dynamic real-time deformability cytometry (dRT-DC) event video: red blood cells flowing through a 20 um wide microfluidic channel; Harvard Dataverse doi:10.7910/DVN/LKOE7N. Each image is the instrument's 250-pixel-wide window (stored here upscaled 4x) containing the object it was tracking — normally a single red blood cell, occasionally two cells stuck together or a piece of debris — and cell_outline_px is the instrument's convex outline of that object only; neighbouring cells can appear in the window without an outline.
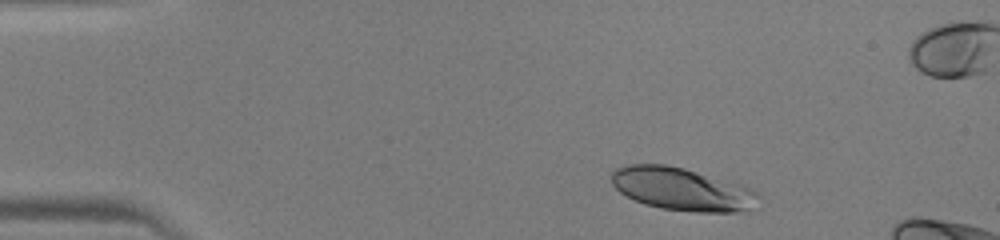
{"species": "human", "species_latin": "Homo sapiens", "temperature_condition": "warm", "stored_images_in_passage": 42, "camera_frame_rate_fps": 3000, "um_per_image_px": 0.085, "donor": {"sex": "male"}, "frame": {"image": 1, "passage_image": 3, "time_ms": 0.667, "image_size_px": [1000, 240], "cell_outline_px": [[760, 208], [748, 212], [696, 212], [660, 208], [644, 204], [620, 192], [612, 184], [612, 172], [616, 168], [628, 164], [664, 164], [684, 168], [752, 188], [760, 196]], "centroid_in_image_um": [58.06, 16.1], "position_along_channel_um": 26.9, "area_um2": 36.99}}
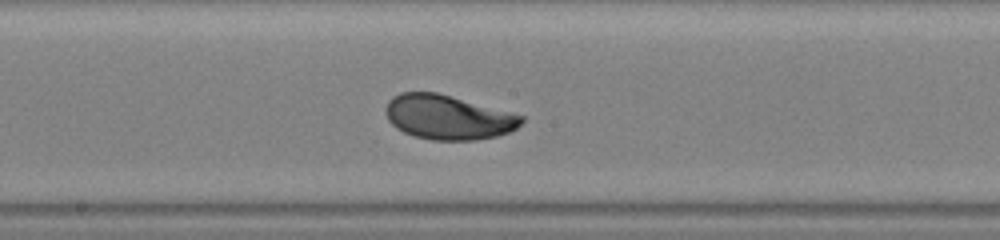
{"frame": {"image": 2, "passage_image": 21, "time_ms": 6.667, "image_size_px": [1000, 240], "cell_outline_px": [[524, 120], [516, 128], [508, 132], [496, 136], [476, 140], [432, 140], [416, 136], [404, 132], [396, 128], [388, 120], [384, 112], [384, 108], [388, 100], [392, 96], [400, 92], [436, 92], [524, 116]], "centroid_in_image_um": [38.03, 9.96], "position_along_channel_um": 210.2, "area_um2": 35.03}}
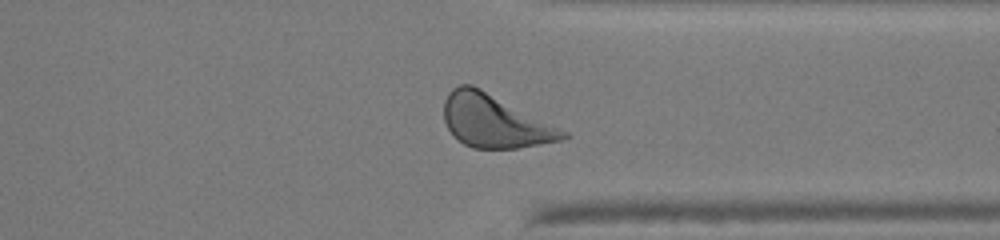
{"frame": {"image": 3, "passage_image": 32, "time_ms": 10.333, "image_size_px": [1000, 240], "cell_outline_px": [[568, 136], [560, 140], [540, 144], [516, 148], [472, 148], [456, 140], [452, 136], [444, 120], [444, 100], [448, 92], [452, 88], [460, 84], [472, 84], [568, 132]], "centroid_in_image_um": [41.98, 10.3], "position_along_channel_um": 369.4, "area_um2": 36.36}}